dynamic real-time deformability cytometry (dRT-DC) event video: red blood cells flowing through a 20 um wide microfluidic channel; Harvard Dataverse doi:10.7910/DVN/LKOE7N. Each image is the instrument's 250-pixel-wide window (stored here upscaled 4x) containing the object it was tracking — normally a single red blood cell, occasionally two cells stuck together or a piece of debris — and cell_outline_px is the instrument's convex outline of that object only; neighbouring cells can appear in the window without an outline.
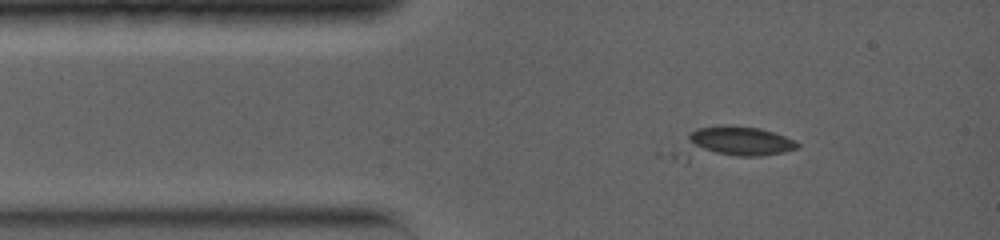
{"species": "common noctule bat (a hibernating species)", "species_latin": "Nyctalus noctula", "temperature_condition": "warm", "stored_images_in_passage": 2, "camera_frame_rate_fps": 5000, "um_per_image_px": 0.085, "animal": {"sex": "female", "body_mass_g": 19.0, "forearm_length_mm": 56.7}, "frame": {"image": 1, "passage_image": 1, "time_ms": 0.0, "image_size_px": [1000, 240], "cell_outline_px": [[800, 148], [784, 152], [760, 156], [688, 164], [676, 160], [668, 156], [668, 152], [688, 132], [696, 128], [728, 124], [732, 124], [760, 128], [784, 136], [800, 144]], "centroid_in_image_um": [61.96, 12.24], "position_along_channel_um": 23.0, "area_um2": 25.14}}